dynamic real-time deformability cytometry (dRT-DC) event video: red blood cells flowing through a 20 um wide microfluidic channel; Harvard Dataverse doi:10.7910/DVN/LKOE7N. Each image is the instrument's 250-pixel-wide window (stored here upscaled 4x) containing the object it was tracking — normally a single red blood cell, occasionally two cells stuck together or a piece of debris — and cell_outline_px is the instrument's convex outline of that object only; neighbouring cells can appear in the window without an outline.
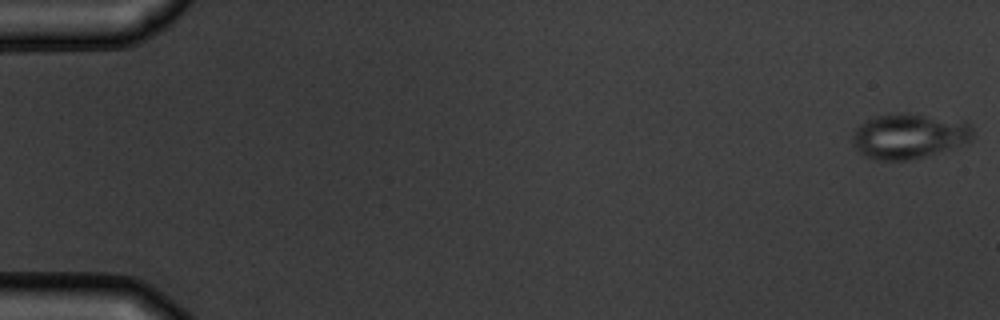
{"species": "common noctule bat (a hibernating species)", "species_latin": "Nyctalus noctula", "temperature_condition": "warm", "stored_images_in_passage": 5, "camera_frame_rate_fps": 3000, "um_per_image_px": 0.085, "animal": {"sex": "male", "body_mass_g": 19.5, "forearm_length_mm": 54.6}, "frame": {"image": 1, "passage_image": 1, "time_ms": 0.0, "image_size_px": [1000, 320], "cell_outline_px": [[972, 140], [964, 144], [920, 156], [904, 160], [876, 160], [860, 152], [852, 144], [852, 136], [856, 128], [864, 120], [876, 116], [900, 112], [908, 112], [964, 120], [972, 128]], "centroid_in_image_um": [77.25, 11.52], "position_along_channel_um": 7.7, "area_um2": 31.56}}